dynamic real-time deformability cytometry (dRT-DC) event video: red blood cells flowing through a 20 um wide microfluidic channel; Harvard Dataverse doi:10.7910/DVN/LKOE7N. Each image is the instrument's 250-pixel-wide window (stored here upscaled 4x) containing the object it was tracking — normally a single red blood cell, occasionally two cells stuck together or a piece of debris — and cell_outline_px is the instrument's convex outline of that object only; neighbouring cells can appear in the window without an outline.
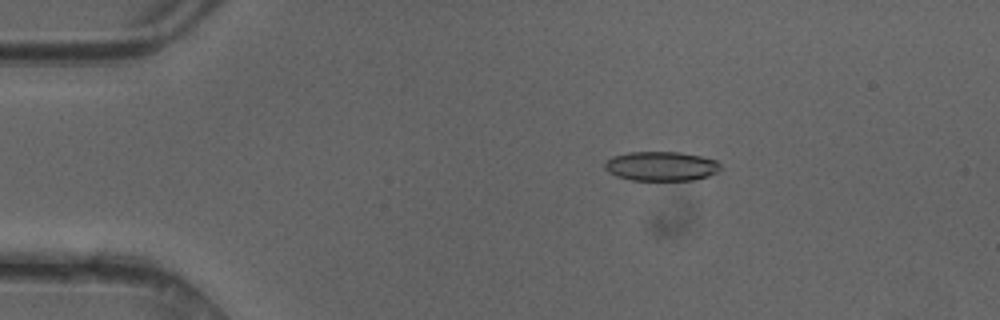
{"species": "common noctule bat (a hibernating species)", "species_latin": "Nyctalus noctula", "temperature_condition": "cold", "stored_images_in_passage": 49, "camera_frame_rate_fps": 3000, "um_per_image_px": 0.085, "animal": {"sex": "female"}, "frame": {"image": 1, "passage_image": 9, "time_ms": 2.667, "image_size_px": [1000, 320], "cell_outline_px": [[720, 168], [716, 172], [708, 176], [696, 180], [632, 180], [616, 176], [608, 172], [604, 168], [604, 164], [612, 156], [632, 152], [680, 152], [700, 156], [716, 160], [720, 164]], "centroid_in_image_um": [56.19, 14.13], "position_along_channel_um": 28.8, "area_um2": 19.77}}
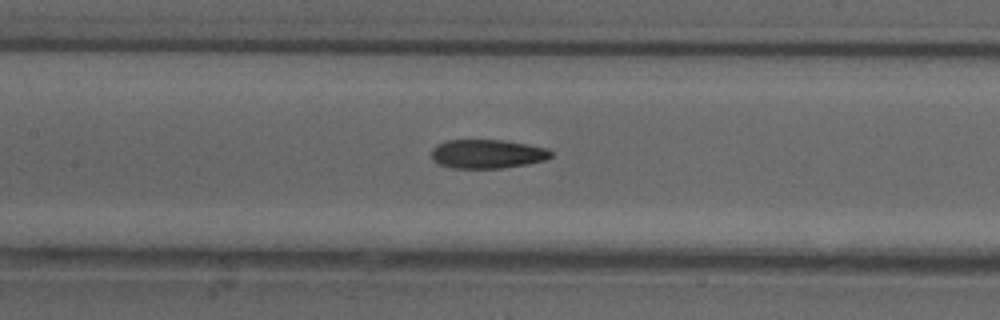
{"frame": {"image": 2, "passage_image": 23, "time_ms": 7.333, "image_size_px": [1000, 320], "cell_outline_px": [[552, 156], [544, 160], [528, 164], [500, 168], [452, 168], [440, 164], [432, 160], [432, 148], [436, 144], [448, 140], [504, 140], [528, 144], [548, 148], [552, 152]], "centroid_in_image_um": [41.42, 13.08], "position_along_channel_um": 166.0, "area_um2": 20.23}}
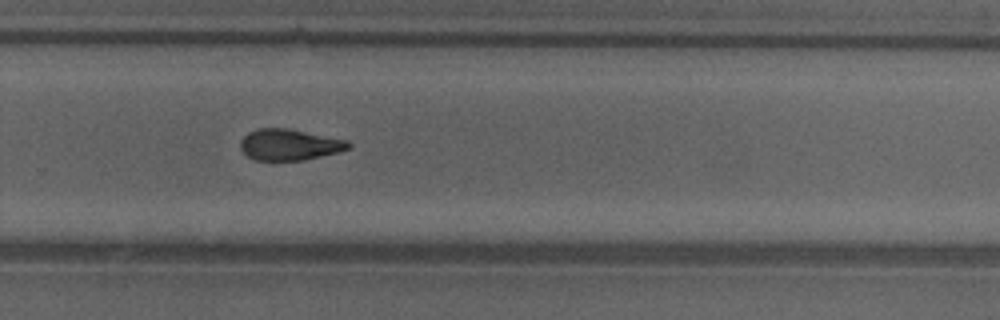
{"frame": {"image": 3, "passage_image": 33, "time_ms": 10.667, "image_size_px": [1000, 320], "cell_outline_px": [[352, 148], [340, 152], [304, 160], [252, 160], [240, 148], [240, 140], [248, 132], [256, 128], [288, 128], [348, 140], [352, 144]], "centroid_in_image_um": [24.62, 12.29], "position_along_channel_um": 305.2, "area_um2": 19.88}, "authors_computed_cell_mechanics": {"area_um2": 20.23, "velocity_mm_per_s": 4.2085, "shape_relaxation_time_tau1_ms": 5.6209, "shape_relaxation_time_tau2_ms": 3.3826, "deformation_change_tau1": 0.1535, "deformation_change_tau2": 0.1182}}